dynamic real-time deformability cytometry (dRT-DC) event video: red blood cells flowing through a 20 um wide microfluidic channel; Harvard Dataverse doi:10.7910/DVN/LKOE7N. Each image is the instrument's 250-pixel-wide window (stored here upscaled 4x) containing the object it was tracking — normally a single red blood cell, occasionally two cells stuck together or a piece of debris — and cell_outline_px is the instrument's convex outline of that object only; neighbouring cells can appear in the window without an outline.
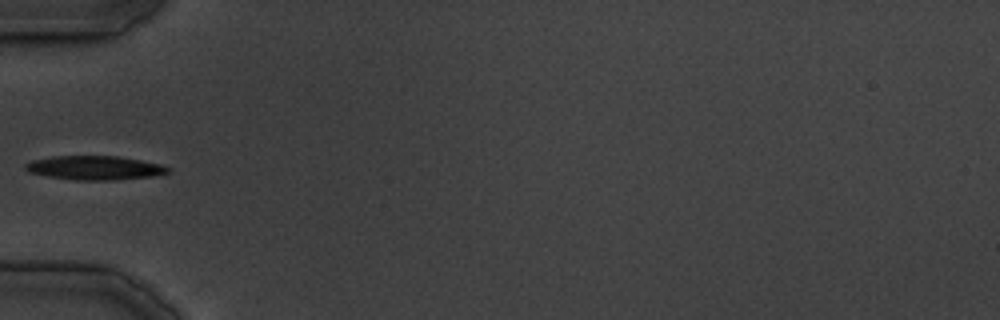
{"species": "common noctule bat (a hibernating species)", "species_latin": "Nyctalus noctula", "temperature_condition": "cold", "stored_images_in_passage": 30, "camera_frame_rate_fps": 3000, "um_per_image_px": 0.085, "animal": {"sex": "male", "body_mass_g": 19.5, "forearm_length_mm": 54.6}, "frame": {"image": 1, "passage_image": 9, "time_ms": 11.667, "image_size_px": [1000, 320], "cell_outline_px": [[172, 168], [168, 172], [156, 176], [116, 180], [76, 180], [48, 176], [28, 172], [24, 168], [24, 164], [32, 160], [52, 156], [116, 156], [140, 160], [160, 164]], "centroid_in_image_um": [8.05, 14.27], "position_along_channel_um": 76.9, "area_um2": 20.0}}
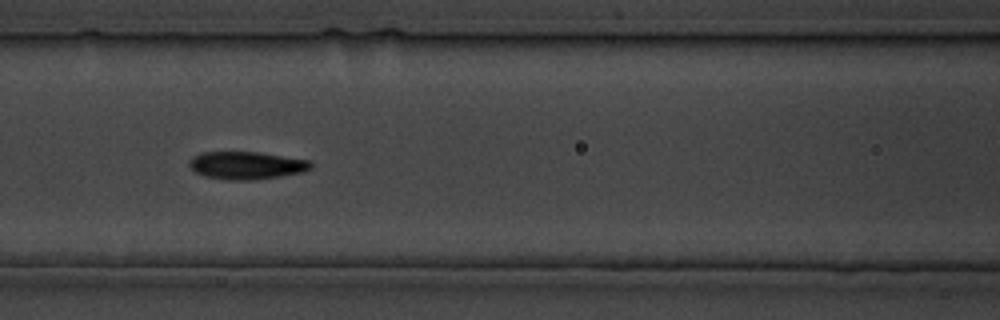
{"frame": {"image": 2, "passage_image": 13, "time_ms": 16.333, "image_size_px": [1000, 320], "cell_outline_px": [[312, 168], [304, 172], [280, 176], [252, 180], [228, 180], [204, 176], [196, 172], [188, 164], [188, 160], [192, 156], [200, 152], [260, 152], [312, 160]], "centroid_in_image_um": [20.97, 14.05], "position_along_channel_um": 145.6, "area_um2": 19.88}}
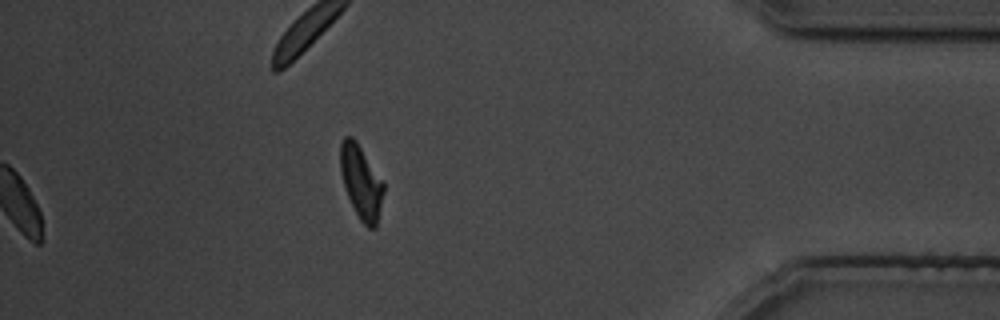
{"frame": {"image": 3, "passage_image": 30, "time_ms": 36.667, "image_size_px": [1000, 320], "cell_outline_px": [[384, 192], [376, 228], [368, 228], [360, 220], [348, 196], [340, 172], [340, 144], [344, 136], [352, 136], [356, 140], [384, 180]], "centroid_in_image_um": [30.71, 15.44], "position_along_channel_um": 404.5, "area_um2": 18.67}}